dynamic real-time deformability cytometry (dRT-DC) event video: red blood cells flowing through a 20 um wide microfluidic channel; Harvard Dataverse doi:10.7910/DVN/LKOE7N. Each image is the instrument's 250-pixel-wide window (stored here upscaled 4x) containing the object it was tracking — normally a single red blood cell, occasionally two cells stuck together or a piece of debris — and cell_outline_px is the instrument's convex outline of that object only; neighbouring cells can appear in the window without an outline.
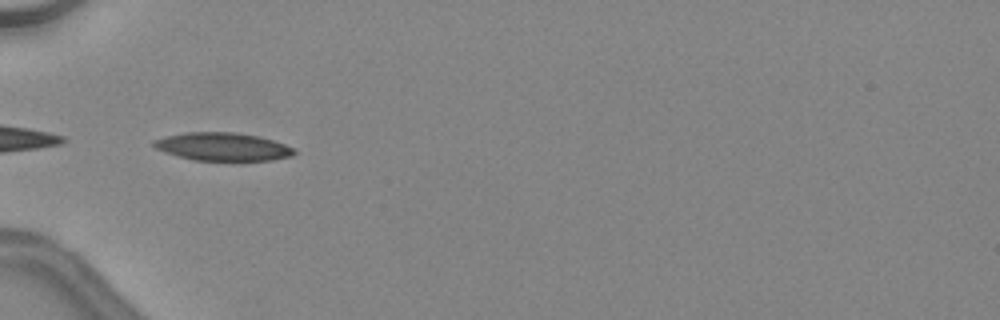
{"species": "common noctule bat (a hibernating species)", "species_latin": "Nyctalus noctula", "temperature_condition": "warm", "stored_images_in_passage": 10, "camera_frame_rate_fps": 3000, "um_per_image_px": 0.085, "animal": {"sex": "female", "body_mass_g": 24.6, "forearm_length_mm": 56.2}, "frame": {"image": 1, "passage_image": 6, "time_ms": 1.667, "image_size_px": [1000, 320], "cell_outline_px": [[296, 152], [292, 156], [272, 160], [192, 160], [176, 156], [164, 152], [156, 148], [152, 144], [152, 140], [164, 136], [184, 132], [236, 132], [256, 136], [272, 140], [296, 148]], "centroid_in_image_um": [18.9, 12.46], "position_along_channel_um": 66.1, "area_um2": 23.06}}